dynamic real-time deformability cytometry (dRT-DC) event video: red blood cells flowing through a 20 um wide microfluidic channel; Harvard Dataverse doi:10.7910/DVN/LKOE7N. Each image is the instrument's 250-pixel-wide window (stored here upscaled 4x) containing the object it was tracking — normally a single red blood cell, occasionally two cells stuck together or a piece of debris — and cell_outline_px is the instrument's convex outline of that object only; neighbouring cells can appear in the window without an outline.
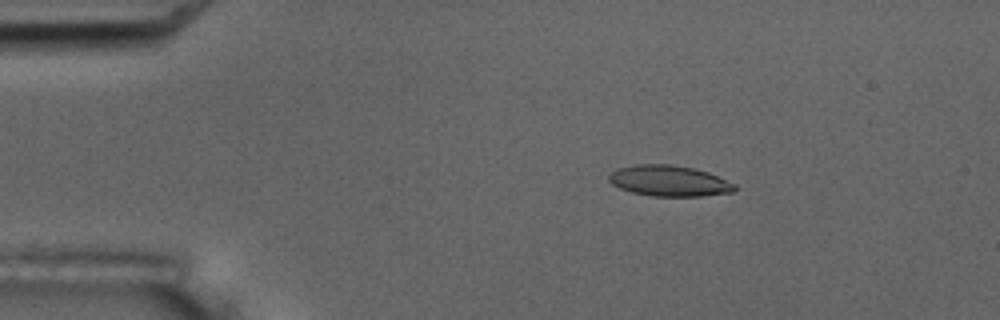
{"species": "common noctule bat (a hibernating species)", "species_latin": "Nyctalus noctula", "temperature_condition": "room temperature", "stored_images_in_passage": 5, "camera_frame_rate_fps": 3000, "um_per_image_px": 0.085, "animal": {"sex": "male", "body_mass_g": 17.5, "forearm_length_mm": 52.3}, "frame": {"image": 1, "passage_image": 2, "time_ms": 2.333, "image_size_px": [1000, 320], "cell_outline_px": [[736, 188], [732, 192], [700, 196], [652, 196], [632, 192], [620, 188], [612, 184], [608, 180], [608, 176], [612, 172], [620, 168], [636, 164], [672, 164], [692, 168], [708, 172], [736, 184]], "centroid_in_image_um": [56.87, 15.37], "position_along_channel_um": 28.1, "area_um2": 22.48}}